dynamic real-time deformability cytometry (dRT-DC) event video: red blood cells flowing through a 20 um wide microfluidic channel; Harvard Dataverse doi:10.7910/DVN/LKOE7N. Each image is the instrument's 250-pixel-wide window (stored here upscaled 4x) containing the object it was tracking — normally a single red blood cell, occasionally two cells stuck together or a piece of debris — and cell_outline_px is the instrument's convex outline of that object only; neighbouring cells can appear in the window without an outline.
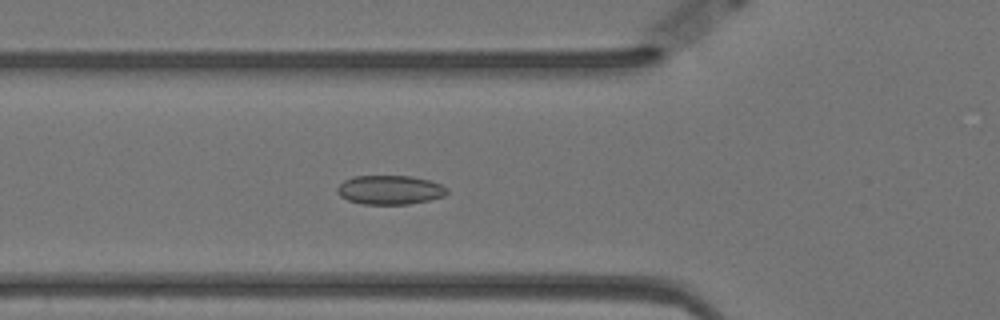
{"species": "Egyptian fruit bat (a non-hibernating species)", "species_latin": "Rousettus aegyptiacus", "temperature_condition": "warm", "stored_images_in_passage": 59, "segment_of_instrument_passage": [1, 2], "camera_frame_rate_fps": 3000, "um_per_image_px": 0.085, "animal": {"sex": "female"}, "frame": {"image": 1, "passage_image": 20, "time_ms": 6.333, "image_size_px": [1000, 320], "cell_outline_px": [[448, 192], [444, 196], [428, 200], [408, 204], [364, 204], [348, 200], [340, 196], [336, 192], [336, 188], [344, 180], [352, 176], [412, 176], [428, 180], [440, 184], [448, 188]], "centroid_in_image_um": [33.12, 16.13], "position_along_channel_um": 92.7, "area_um2": 18.61}}
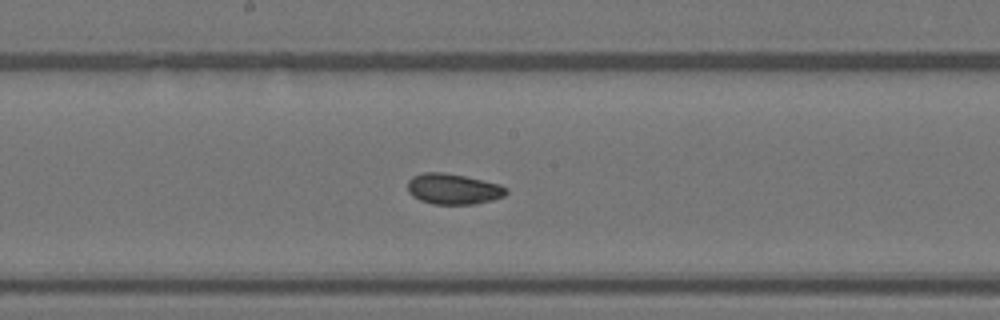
{"frame": {"image": 2, "passage_image": 30, "time_ms": 9.667, "image_size_px": [1000, 320], "cell_outline_px": [[508, 192], [504, 196], [492, 200], [476, 204], [432, 204], [420, 200], [412, 196], [408, 192], [408, 180], [412, 176], [424, 172], [444, 172], [464, 176], [500, 184], [508, 188]], "centroid_in_image_um": [38.52, 16.06], "position_along_channel_um": 209.7, "area_um2": 17.74}}
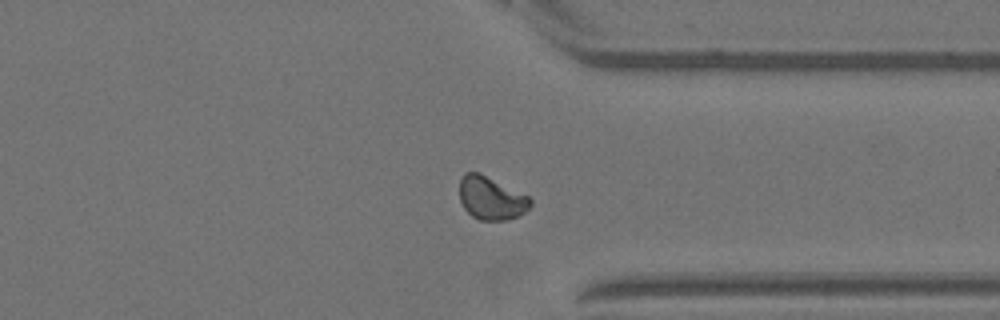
{"frame": {"image": 3, "passage_image": 44, "time_ms": 14.333, "image_size_px": [1000, 320], "cell_outline_px": [[532, 204], [524, 212], [516, 216], [504, 220], [480, 220], [472, 216], [464, 208], [460, 200], [460, 180], [464, 172], [480, 172], [528, 196], [532, 200]], "centroid_in_image_um": [41.73, 16.83], "position_along_channel_um": 369.7, "area_um2": 17.69}}